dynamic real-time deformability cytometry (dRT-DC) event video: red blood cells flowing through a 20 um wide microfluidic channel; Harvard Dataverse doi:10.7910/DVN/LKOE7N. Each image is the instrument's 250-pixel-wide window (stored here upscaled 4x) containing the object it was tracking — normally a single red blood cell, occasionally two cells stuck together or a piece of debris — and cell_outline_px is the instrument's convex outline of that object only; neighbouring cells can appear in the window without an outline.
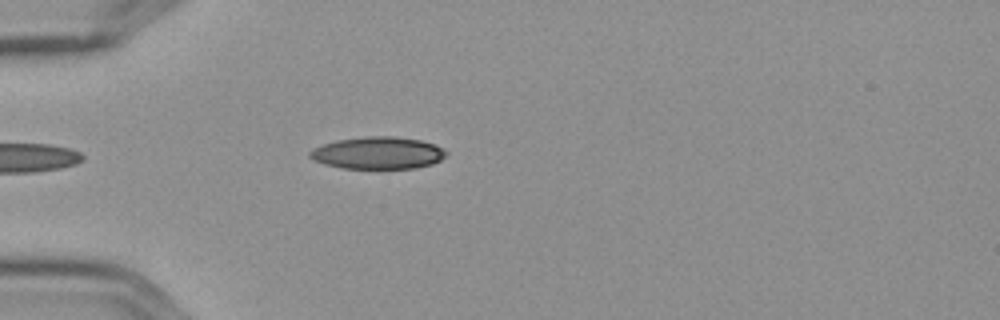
{"species": "Egyptian fruit bat (a non-hibernating species)", "species_latin": "Rousettus aegyptiacus", "temperature_condition": "cold", "stored_images_in_passage": 6, "camera_frame_rate_fps": 3000, "um_per_image_px": 0.085, "frame": {"image": 1, "passage_image": 5, "time_ms": 1.333, "image_size_px": [1000, 320], "cell_outline_px": [[448, 152], [440, 160], [432, 164], [416, 168], [344, 168], [324, 164], [308, 156], [308, 152], [312, 148], [336, 140], [364, 136], [396, 136], [420, 140], [436, 144], [444, 148]], "centroid_in_image_um": [32.14, 12.99], "position_along_channel_um": 52.9, "area_um2": 25.66}}